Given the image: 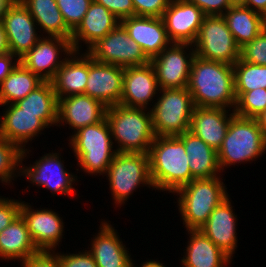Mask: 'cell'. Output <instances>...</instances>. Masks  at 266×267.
<instances>
[{
  "label": "cell",
  "instance_id": "6da1fadb",
  "mask_svg": "<svg viewBox=\"0 0 266 267\" xmlns=\"http://www.w3.org/2000/svg\"><path fill=\"white\" fill-rule=\"evenodd\" d=\"M195 107L223 108L236 106L233 65L194 57L187 86Z\"/></svg>",
  "mask_w": 266,
  "mask_h": 267
},
{
  "label": "cell",
  "instance_id": "7a4b0ae2",
  "mask_svg": "<svg viewBox=\"0 0 266 267\" xmlns=\"http://www.w3.org/2000/svg\"><path fill=\"white\" fill-rule=\"evenodd\" d=\"M148 156L154 190L173 194L194 180L184 143L178 136H156Z\"/></svg>",
  "mask_w": 266,
  "mask_h": 267
},
{
  "label": "cell",
  "instance_id": "3957f363",
  "mask_svg": "<svg viewBox=\"0 0 266 267\" xmlns=\"http://www.w3.org/2000/svg\"><path fill=\"white\" fill-rule=\"evenodd\" d=\"M106 119L117 152L149 153L156 137L149 109L117 104L107 107Z\"/></svg>",
  "mask_w": 266,
  "mask_h": 267
},
{
  "label": "cell",
  "instance_id": "277c9868",
  "mask_svg": "<svg viewBox=\"0 0 266 267\" xmlns=\"http://www.w3.org/2000/svg\"><path fill=\"white\" fill-rule=\"evenodd\" d=\"M221 176L194 179L174 194L186 230H199L210 214L229 194Z\"/></svg>",
  "mask_w": 266,
  "mask_h": 267
},
{
  "label": "cell",
  "instance_id": "5b68a950",
  "mask_svg": "<svg viewBox=\"0 0 266 267\" xmlns=\"http://www.w3.org/2000/svg\"><path fill=\"white\" fill-rule=\"evenodd\" d=\"M69 145L75 153L78 166L87 174L103 175L117 154L106 117L72 133Z\"/></svg>",
  "mask_w": 266,
  "mask_h": 267
},
{
  "label": "cell",
  "instance_id": "8992f818",
  "mask_svg": "<svg viewBox=\"0 0 266 267\" xmlns=\"http://www.w3.org/2000/svg\"><path fill=\"white\" fill-rule=\"evenodd\" d=\"M266 150V137L256 118L235 115L229 124L225 138L218 149V161L222 172L236 163L255 161Z\"/></svg>",
  "mask_w": 266,
  "mask_h": 267
},
{
  "label": "cell",
  "instance_id": "52a82bcc",
  "mask_svg": "<svg viewBox=\"0 0 266 267\" xmlns=\"http://www.w3.org/2000/svg\"><path fill=\"white\" fill-rule=\"evenodd\" d=\"M159 93L150 109L155 135L178 136L189 131L195 105L188 89H160Z\"/></svg>",
  "mask_w": 266,
  "mask_h": 267
},
{
  "label": "cell",
  "instance_id": "ba28073f",
  "mask_svg": "<svg viewBox=\"0 0 266 267\" xmlns=\"http://www.w3.org/2000/svg\"><path fill=\"white\" fill-rule=\"evenodd\" d=\"M114 203L119 207L141 185L153 187L149 156L144 153L117 152L106 175ZM141 184V185H140Z\"/></svg>",
  "mask_w": 266,
  "mask_h": 267
},
{
  "label": "cell",
  "instance_id": "9c48e42d",
  "mask_svg": "<svg viewBox=\"0 0 266 267\" xmlns=\"http://www.w3.org/2000/svg\"><path fill=\"white\" fill-rule=\"evenodd\" d=\"M197 57L234 65L240 59V47L222 15L205 16L195 42Z\"/></svg>",
  "mask_w": 266,
  "mask_h": 267
},
{
  "label": "cell",
  "instance_id": "30bf717a",
  "mask_svg": "<svg viewBox=\"0 0 266 267\" xmlns=\"http://www.w3.org/2000/svg\"><path fill=\"white\" fill-rule=\"evenodd\" d=\"M27 153L29 154L28 149L22 150L18 176H26L32 185L49 189L53 195L56 193L64 194V196L76 194L73 185L78 180L77 176L64 169V160L61 161L60 153H46L29 167H23L22 162L27 157Z\"/></svg>",
  "mask_w": 266,
  "mask_h": 267
},
{
  "label": "cell",
  "instance_id": "8fae6325",
  "mask_svg": "<svg viewBox=\"0 0 266 267\" xmlns=\"http://www.w3.org/2000/svg\"><path fill=\"white\" fill-rule=\"evenodd\" d=\"M85 51L97 62L124 68L150 62L141 47L128 35L121 24Z\"/></svg>",
  "mask_w": 266,
  "mask_h": 267
},
{
  "label": "cell",
  "instance_id": "7c38bea8",
  "mask_svg": "<svg viewBox=\"0 0 266 267\" xmlns=\"http://www.w3.org/2000/svg\"><path fill=\"white\" fill-rule=\"evenodd\" d=\"M188 50L189 53H187ZM195 56L192 44L171 43L151 59L150 63L154 68L160 89L187 88L191 64Z\"/></svg>",
  "mask_w": 266,
  "mask_h": 267
},
{
  "label": "cell",
  "instance_id": "4fadbf2b",
  "mask_svg": "<svg viewBox=\"0 0 266 267\" xmlns=\"http://www.w3.org/2000/svg\"><path fill=\"white\" fill-rule=\"evenodd\" d=\"M1 21L8 39L10 53L19 59L31 50L44 35H38L37 24L20 0H12L5 8Z\"/></svg>",
  "mask_w": 266,
  "mask_h": 267
},
{
  "label": "cell",
  "instance_id": "5bb4252c",
  "mask_svg": "<svg viewBox=\"0 0 266 267\" xmlns=\"http://www.w3.org/2000/svg\"><path fill=\"white\" fill-rule=\"evenodd\" d=\"M60 52L66 55L62 60ZM72 52L73 48L69 39L43 36L20 58V62L44 81H50Z\"/></svg>",
  "mask_w": 266,
  "mask_h": 267
},
{
  "label": "cell",
  "instance_id": "9a60e30c",
  "mask_svg": "<svg viewBox=\"0 0 266 267\" xmlns=\"http://www.w3.org/2000/svg\"><path fill=\"white\" fill-rule=\"evenodd\" d=\"M123 76L124 67L97 62L88 55V80L84 94L106 107L120 104Z\"/></svg>",
  "mask_w": 266,
  "mask_h": 267
},
{
  "label": "cell",
  "instance_id": "2e32d148",
  "mask_svg": "<svg viewBox=\"0 0 266 267\" xmlns=\"http://www.w3.org/2000/svg\"><path fill=\"white\" fill-rule=\"evenodd\" d=\"M30 203L21 201L20 214L26 221L30 236L39 251L54 252L64 233V223L52 209L34 210ZM59 243V244H58Z\"/></svg>",
  "mask_w": 266,
  "mask_h": 267
},
{
  "label": "cell",
  "instance_id": "e0dca14e",
  "mask_svg": "<svg viewBox=\"0 0 266 267\" xmlns=\"http://www.w3.org/2000/svg\"><path fill=\"white\" fill-rule=\"evenodd\" d=\"M206 15L195 4L171 0L162 19L172 43L193 44Z\"/></svg>",
  "mask_w": 266,
  "mask_h": 267
},
{
  "label": "cell",
  "instance_id": "ac0fdd59",
  "mask_svg": "<svg viewBox=\"0 0 266 267\" xmlns=\"http://www.w3.org/2000/svg\"><path fill=\"white\" fill-rule=\"evenodd\" d=\"M160 87L152 64L124 68L123 91L120 104L127 107L150 109V102L159 94Z\"/></svg>",
  "mask_w": 266,
  "mask_h": 267
},
{
  "label": "cell",
  "instance_id": "d6986e66",
  "mask_svg": "<svg viewBox=\"0 0 266 267\" xmlns=\"http://www.w3.org/2000/svg\"><path fill=\"white\" fill-rule=\"evenodd\" d=\"M128 35L137 42L151 60L172 42L168 38L162 17L131 16L120 21Z\"/></svg>",
  "mask_w": 266,
  "mask_h": 267
},
{
  "label": "cell",
  "instance_id": "ffe728a7",
  "mask_svg": "<svg viewBox=\"0 0 266 267\" xmlns=\"http://www.w3.org/2000/svg\"><path fill=\"white\" fill-rule=\"evenodd\" d=\"M106 110L102 102L85 94L63 97L58 99L57 126L68 124L75 132L102 121L106 117Z\"/></svg>",
  "mask_w": 266,
  "mask_h": 267
},
{
  "label": "cell",
  "instance_id": "44dd1931",
  "mask_svg": "<svg viewBox=\"0 0 266 267\" xmlns=\"http://www.w3.org/2000/svg\"><path fill=\"white\" fill-rule=\"evenodd\" d=\"M6 108L0 118V135L21 150L25 149L29 140L31 142L44 128H48L37 114L24 112L15 103L7 104Z\"/></svg>",
  "mask_w": 266,
  "mask_h": 267
},
{
  "label": "cell",
  "instance_id": "7402d4cb",
  "mask_svg": "<svg viewBox=\"0 0 266 267\" xmlns=\"http://www.w3.org/2000/svg\"><path fill=\"white\" fill-rule=\"evenodd\" d=\"M229 196L210 214L200 230L231 260L237 248L236 219ZM232 257V258H231Z\"/></svg>",
  "mask_w": 266,
  "mask_h": 267
},
{
  "label": "cell",
  "instance_id": "603a6c76",
  "mask_svg": "<svg viewBox=\"0 0 266 267\" xmlns=\"http://www.w3.org/2000/svg\"><path fill=\"white\" fill-rule=\"evenodd\" d=\"M119 24L120 20L114 14L93 0L81 23L72 32L70 41L73 51L79 52L81 50V41L87 44L88 50Z\"/></svg>",
  "mask_w": 266,
  "mask_h": 267
},
{
  "label": "cell",
  "instance_id": "cb8c5ba5",
  "mask_svg": "<svg viewBox=\"0 0 266 267\" xmlns=\"http://www.w3.org/2000/svg\"><path fill=\"white\" fill-rule=\"evenodd\" d=\"M97 236L91 239V249L98 267H132L133 259L110 223L102 221Z\"/></svg>",
  "mask_w": 266,
  "mask_h": 267
},
{
  "label": "cell",
  "instance_id": "d4e9b609",
  "mask_svg": "<svg viewBox=\"0 0 266 267\" xmlns=\"http://www.w3.org/2000/svg\"><path fill=\"white\" fill-rule=\"evenodd\" d=\"M234 116L233 110L231 113L223 108L195 107L189 131L218 151Z\"/></svg>",
  "mask_w": 266,
  "mask_h": 267
},
{
  "label": "cell",
  "instance_id": "484cf974",
  "mask_svg": "<svg viewBox=\"0 0 266 267\" xmlns=\"http://www.w3.org/2000/svg\"><path fill=\"white\" fill-rule=\"evenodd\" d=\"M78 55V56H77ZM88 80V54L73 51L50 80L57 98L84 94Z\"/></svg>",
  "mask_w": 266,
  "mask_h": 267
},
{
  "label": "cell",
  "instance_id": "4316f807",
  "mask_svg": "<svg viewBox=\"0 0 266 267\" xmlns=\"http://www.w3.org/2000/svg\"><path fill=\"white\" fill-rule=\"evenodd\" d=\"M39 252L21 214L0 232V258L23 263Z\"/></svg>",
  "mask_w": 266,
  "mask_h": 267
},
{
  "label": "cell",
  "instance_id": "83f0119b",
  "mask_svg": "<svg viewBox=\"0 0 266 267\" xmlns=\"http://www.w3.org/2000/svg\"><path fill=\"white\" fill-rule=\"evenodd\" d=\"M178 137L184 143L185 152L189 159L190 172L194 179L213 178L221 175L219 174L221 168L218 154L214 148L190 131L184 132Z\"/></svg>",
  "mask_w": 266,
  "mask_h": 267
},
{
  "label": "cell",
  "instance_id": "f1b7e54d",
  "mask_svg": "<svg viewBox=\"0 0 266 267\" xmlns=\"http://www.w3.org/2000/svg\"><path fill=\"white\" fill-rule=\"evenodd\" d=\"M187 231L190 239L181 259L182 267H227L232 262L200 229Z\"/></svg>",
  "mask_w": 266,
  "mask_h": 267
},
{
  "label": "cell",
  "instance_id": "f546056e",
  "mask_svg": "<svg viewBox=\"0 0 266 267\" xmlns=\"http://www.w3.org/2000/svg\"><path fill=\"white\" fill-rule=\"evenodd\" d=\"M222 16L240 48L266 28V18L242 4H233Z\"/></svg>",
  "mask_w": 266,
  "mask_h": 267
},
{
  "label": "cell",
  "instance_id": "4dcf8cb0",
  "mask_svg": "<svg viewBox=\"0 0 266 267\" xmlns=\"http://www.w3.org/2000/svg\"><path fill=\"white\" fill-rule=\"evenodd\" d=\"M28 9L43 33L48 37L71 39L72 31L67 27L56 0H20Z\"/></svg>",
  "mask_w": 266,
  "mask_h": 267
},
{
  "label": "cell",
  "instance_id": "1f68e13d",
  "mask_svg": "<svg viewBox=\"0 0 266 267\" xmlns=\"http://www.w3.org/2000/svg\"><path fill=\"white\" fill-rule=\"evenodd\" d=\"M15 104L24 112L37 114L48 127L57 125L58 98L50 81H44Z\"/></svg>",
  "mask_w": 266,
  "mask_h": 267
},
{
  "label": "cell",
  "instance_id": "d6a6232c",
  "mask_svg": "<svg viewBox=\"0 0 266 267\" xmlns=\"http://www.w3.org/2000/svg\"><path fill=\"white\" fill-rule=\"evenodd\" d=\"M44 80L21 62L0 82V105L14 104L40 86Z\"/></svg>",
  "mask_w": 266,
  "mask_h": 267
},
{
  "label": "cell",
  "instance_id": "836d02e7",
  "mask_svg": "<svg viewBox=\"0 0 266 267\" xmlns=\"http://www.w3.org/2000/svg\"><path fill=\"white\" fill-rule=\"evenodd\" d=\"M236 100L244 93L266 89V65H255L241 58L233 65Z\"/></svg>",
  "mask_w": 266,
  "mask_h": 267
},
{
  "label": "cell",
  "instance_id": "e575fe53",
  "mask_svg": "<svg viewBox=\"0 0 266 267\" xmlns=\"http://www.w3.org/2000/svg\"><path fill=\"white\" fill-rule=\"evenodd\" d=\"M22 150L0 135V182L9 185L19 174ZM17 174H16V173ZM16 176V177H15ZM14 177V178H13ZM8 183V184H7Z\"/></svg>",
  "mask_w": 266,
  "mask_h": 267
},
{
  "label": "cell",
  "instance_id": "d590c367",
  "mask_svg": "<svg viewBox=\"0 0 266 267\" xmlns=\"http://www.w3.org/2000/svg\"><path fill=\"white\" fill-rule=\"evenodd\" d=\"M266 109V89L244 92L237 100L234 113L244 118H256Z\"/></svg>",
  "mask_w": 266,
  "mask_h": 267
},
{
  "label": "cell",
  "instance_id": "8d00e7d4",
  "mask_svg": "<svg viewBox=\"0 0 266 267\" xmlns=\"http://www.w3.org/2000/svg\"><path fill=\"white\" fill-rule=\"evenodd\" d=\"M93 0H56L67 27L73 32L81 23Z\"/></svg>",
  "mask_w": 266,
  "mask_h": 267
},
{
  "label": "cell",
  "instance_id": "74e56055",
  "mask_svg": "<svg viewBox=\"0 0 266 267\" xmlns=\"http://www.w3.org/2000/svg\"><path fill=\"white\" fill-rule=\"evenodd\" d=\"M240 58L255 65H266V28L240 48Z\"/></svg>",
  "mask_w": 266,
  "mask_h": 267
},
{
  "label": "cell",
  "instance_id": "f35d334b",
  "mask_svg": "<svg viewBox=\"0 0 266 267\" xmlns=\"http://www.w3.org/2000/svg\"><path fill=\"white\" fill-rule=\"evenodd\" d=\"M171 0H132L135 16L162 17Z\"/></svg>",
  "mask_w": 266,
  "mask_h": 267
},
{
  "label": "cell",
  "instance_id": "ab89813d",
  "mask_svg": "<svg viewBox=\"0 0 266 267\" xmlns=\"http://www.w3.org/2000/svg\"><path fill=\"white\" fill-rule=\"evenodd\" d=\"M55 254L59 257L61 267H98L88 250L76 254Z\"/></svg>",
  "mask_w": 266,
  "mask_h": 267
},
{
  "label": "cell",
  "instance_id": "60d3db41",
  "mask_svg": "<svg viewBox=\"0 0 266 267\" xmlns=\"http://www.w3.org/2000/svg\"><path fill=\"white\" fill-rule=\"evenodd\" d=\"M21 201L0 197V232L20 214Z\"/></svg>",
  "mask_w": 266,
  "mask_h": 267
},
{
  "label": "cell",
  "instance_id": "b9f144b4",
  "mask_svg": "<svg viewBox=\"0 0 266 267\" xmlns=\"http://www.w3.org/2000/svg\"><path fill=\"white\" fill-rule=\"evenodd\" d=\"M96 3L103 5L120 21L135 16V9L132 0H94Z\"/></svg>",
  "mask_w": 266,
  "mask_h": 267
},
{
  "label": "cell",
  "instance_id": "7bdbcfd3",
  "mask_svg": "<svg viewBox=\"0 0 266 267\" xmlns=\"http://www.w3.org/2000/svg\"><path fill=\"white\" fill-rule=\"evenodd\" d=\"M195 4L206 16L223 15L233 4L230 0H185Z\"/></svg>",
  "mask_w": 266,
  "mask_h": 267
},
{
  "label": "cell",
  "instance_id": "ee69618b",
  "mask_svg": "<svg viewBox=\"0 0 266 267\" xmlns=\"http://www.w3.org/2000/svg\"><path fill=\"white\" fill-rule=\"evenodd\" d=\"M50 251H40L21 263L23 267H61L59 257Z\"/></svg>",
  "mask_w": 266,
  "mask_h": 267
},
{
  "label": "cell",
  "instance_id": "f6af8a7d",
  "mask_svg": "<svg viewBox=\"0 0 266 267\" xmlns=\"http://www.w3.org/2000/svg\"><path fill=\"white\" fill-rule=\"evenodd\" d=\"M19 62L20 59L12 53L0 55V82L10 74Z\"/></svg>",
  "mask_w": 266,
  "mask_h": 267
},
{
  "label": "cell",
  "instance_id": "bcb514c9",
  "mask_svg": "<svg viewBox=\"0 0 266 267\" xmlns=\"http://www.w3.org/2000/svg\"><path fill=\"white\" fill-rule=\"evenodd\" d=\"M242 5L266 18V0H245Z\"/></svg>",
  "mask_w": 266,
  "mask_h": 267
},
{
  "label": "cell",
  "instance_id": "7dc6e473",
  "mask_svg": "<svg viewBox=\"0 0 266 267\" xmlns=\"http://www.w3.org/2000/svg\"><path fill=\"white\" fill-rule=\"evenodd\" d=\"M10 53V47L6 36L5 28L0 20V55Z\"/></svg>",
  "mask_w": 266,
  "mask_h": 267
},
{
  "label": "cell",
  "instance_id": "c3c4849f",
  "mask_svg": "<svg viewBox=\"0 0 266 267\" xmlns=\"http://www.w3.org/2000/svg\"><path fill=\"white\" fill-rule=\"evenodd\" d=\"M256 120L258 121L259 127L266 137V109L256 117Z\"/></svg>",
  "mask_w": 266,
  "mask_h": 267
},
{
  "label": "cell",
  "instance_id": "681fc988",
  "mask_svg": "<svg viewBox=\"0 0 266 267\" xmlns=\"http://www.w3.org/2000/svg\"><path fill=\"white\" fill-rule=\"evenodd\" d=\"M132 267H137L135 266L134 263H132ZM140 267H165L163 265V263H160L159 261H155V260H147L146 262H143V264H141Z\"/></svg>",
  "mask_w": 266,
  "mask_h": 267
},
{
  "label": "cell",
  "instance_id": "f907efd6",
  "mask_svg": "<svg viewBox=\"0 0 266 267\" xmlns=\"http://www.w3.org/2000/svg\"><path fill=\"white\" fill-rule=\"evenodd\" d=\"M12 0H0V20L2 17L3 12L5 11L6 6L11 2Z\"/></svg>",
  "mask_w": 266,
  "mask_h": 267
},
{
  "label": "cell",
  "instance_id": "816d5d0a",
  "mask_svg": "<svg viewBox=\"0 0 266 267\" xmlns=\"http://www.w3.org/2000/svg\"><path fill=\"white\" fill-rule=\"evenodd\" d=\"M232 4H242L245 0H230Z\"/></svg>",
  "mask_w": 266,
  "mask_h": 267
}]
</instances>
